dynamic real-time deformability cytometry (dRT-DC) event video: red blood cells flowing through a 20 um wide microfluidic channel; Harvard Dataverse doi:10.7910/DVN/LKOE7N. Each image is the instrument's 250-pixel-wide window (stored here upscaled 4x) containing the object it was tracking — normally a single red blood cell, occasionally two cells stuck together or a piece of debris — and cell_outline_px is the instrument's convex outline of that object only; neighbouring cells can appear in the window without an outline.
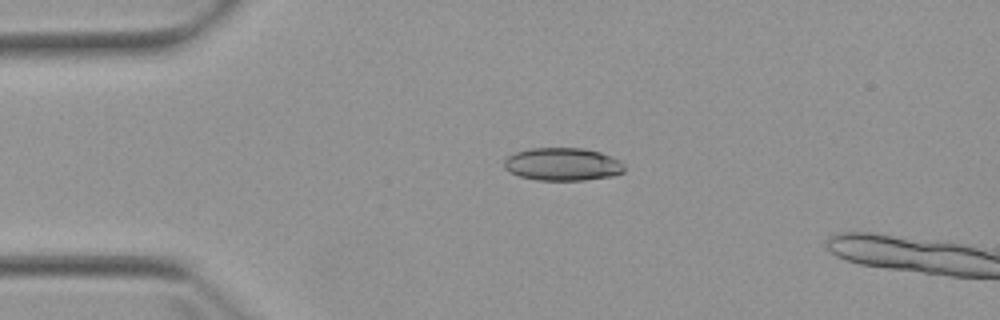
{"species": "Egyptian fruit bat (a non-hibernating species)", "species_latin": "Rousettus aegyptiacus", "temperature_condition": "warm", "stored_images_in_passage": 5, "camera_frame_rate_fps": 3000, "um_per_image_px": 0.085, "animal": {"sex": "female"}, "frame": {"image": 1, "passage_image": 4, "time_ms": 3.667, "image_size_px": [1000, 320], "cell_outline_px": [[624, 172], [612, 176], [584, 180], [536, 180], [520, 176], [504, 168], [504, 160], [508, 156], [516, 152], [532, 148], [584, 148], [600, 152], [620, 160], [624, 164]], "centroid_in_image_um": [47.84, 13.96], "position_along_channel_um": 37.2, "area_um2": 23.0}}